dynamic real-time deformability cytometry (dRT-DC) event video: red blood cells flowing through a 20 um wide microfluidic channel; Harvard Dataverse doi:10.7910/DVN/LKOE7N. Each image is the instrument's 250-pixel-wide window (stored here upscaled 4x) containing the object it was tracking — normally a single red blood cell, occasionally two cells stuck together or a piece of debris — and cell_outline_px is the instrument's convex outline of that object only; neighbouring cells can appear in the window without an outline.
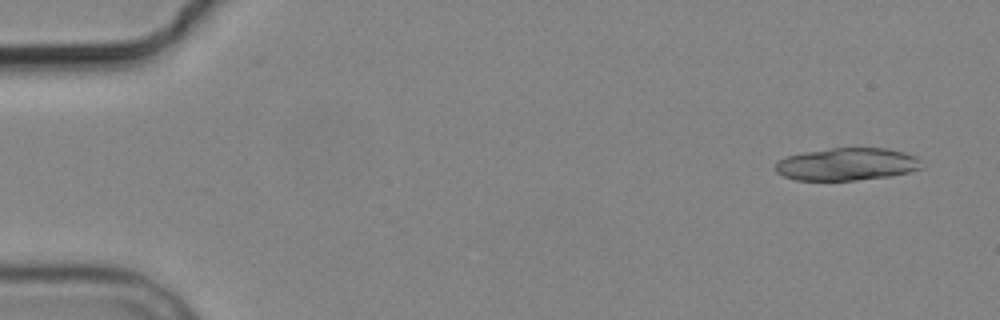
{"species": "common noctule bat (a hibernating species)", "species_latin": "Nyctalus noctula", "temperature_condition": "cold", "stored_images_in_passage": 5, "camera_frame_rate_fps": 3000, "um_per_image_px": 0.085, "animal": {"sex": "male", "body_mass_g": 19.2, "forearm_length_mm": 51.8}, "frame": {"image": 1, "passage_image": 1, "time_ms": 0.0, "image_size_px": [1000, 320], "cell_outline_px": [[924, 168], [908, 172], [888, 176], [856, 180], [796, 180], [784, 176], [776, 172], [776, 164], [780, 160], [788, 156], [804, 152], [832, 148], [884, 148], [904, 152], [916, 156], [920, 160]], "centroid_in_image_um": [72.02, 13.96], "position_along_channel_um": 13.0, "area_um2": 27.57}}